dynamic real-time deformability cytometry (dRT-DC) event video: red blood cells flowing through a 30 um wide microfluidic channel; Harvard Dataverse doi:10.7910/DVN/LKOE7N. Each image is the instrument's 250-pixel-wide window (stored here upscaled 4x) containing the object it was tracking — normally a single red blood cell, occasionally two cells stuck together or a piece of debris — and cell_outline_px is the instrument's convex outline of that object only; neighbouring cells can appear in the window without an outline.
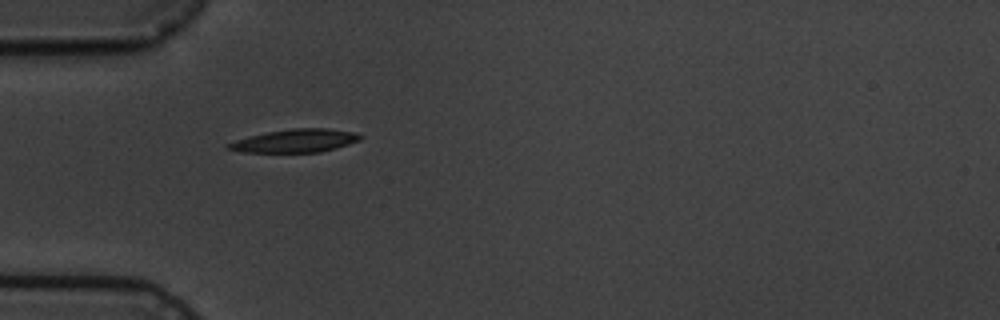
{"species": "common noctule bat (a hibernating species)", "species_latin": "Nyctalus noctula", "temperature_condition": "cold", "stored_images_in_passage": 2, "camera_frame_rate_fps": 3000, "um_per_image_px": 0.085, "animal": {"sex": "male", "body_mass_g": 19.5, "forearm_length_mm": 54.6}, "frame": {"image": 1, "passage_image": 1, "time_ms": 0.0, "image_size_px": [1000, 320], "cell_outline_px": [[364, 136], [360, 140], [336, 148], [320, 152], [244, 152], [224, 148], [224, 144], [248, 136], [268, 132], [292, 128], [328, 128], [352, 132]], "centroid_in_image_um": [25.06, 11.96], "position_along_channel_um": 59.9, "area_um2": 17.8}}
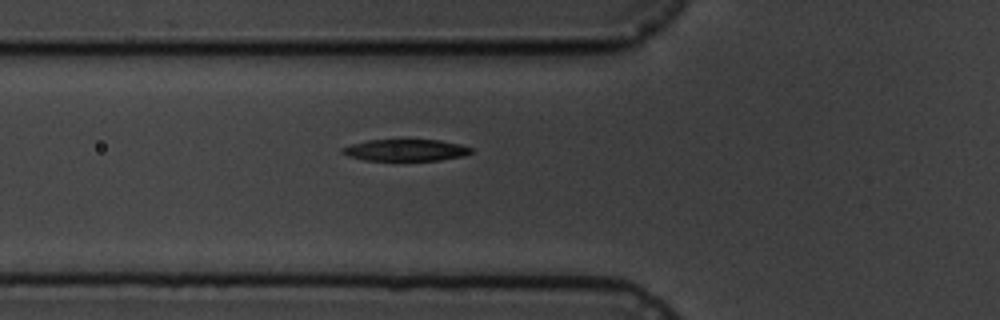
{"frame": {"image": 2, "passage_image": 2, "time_ms": 1.0, "image_size_px": [1000, 320], "cell_outline_px": [[472, 152], [464, 156], [440, 160], [364, 160], [348, 156], [340, 152], [340, 148], [352, 144], [368, 140], [440, 140], [460, 144], [472, 148]], "centroid_in_image_um": [34.47, 12.76], "position_along_channel_um": 91.3, "area_um2": 16.24}}